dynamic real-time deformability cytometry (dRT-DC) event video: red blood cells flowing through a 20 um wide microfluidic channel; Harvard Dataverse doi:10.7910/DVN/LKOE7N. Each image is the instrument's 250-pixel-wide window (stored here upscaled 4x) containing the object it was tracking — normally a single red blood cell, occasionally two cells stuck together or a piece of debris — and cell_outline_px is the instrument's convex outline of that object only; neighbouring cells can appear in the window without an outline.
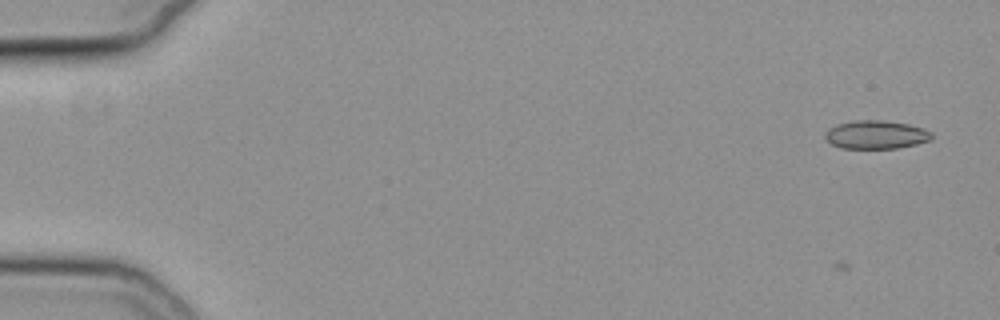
{"species": "common noctule bat (a hibernating species)", "species_latin": "Nyctalus noctula", "temperature_condition": "cold", "stored_images_in_passage": 3, "camera_frame_rate_fps": 3000, "um_per_image_px": 0.085, "animal": {"sex": "female", "body_mass_g": 19.3, "forearm_length_mm": 54.1}, "frame": {"image": 1, "passage_image": 3, "time_ms": 0.667, "image_size_px": [1000, 320], "cell_outline_px": [[932, 140], [916, 144], [896, 148], [840, 148], [832, 144], [824, 136], [824, 132], [828, 128], [836, 124], [856, 120], [880, 120], [908, 124], [932, 132]], "centroid_in_image_um": [74.43, 11.45], "position_along_channel_um": 10.6, "area_um2": 17.57}}